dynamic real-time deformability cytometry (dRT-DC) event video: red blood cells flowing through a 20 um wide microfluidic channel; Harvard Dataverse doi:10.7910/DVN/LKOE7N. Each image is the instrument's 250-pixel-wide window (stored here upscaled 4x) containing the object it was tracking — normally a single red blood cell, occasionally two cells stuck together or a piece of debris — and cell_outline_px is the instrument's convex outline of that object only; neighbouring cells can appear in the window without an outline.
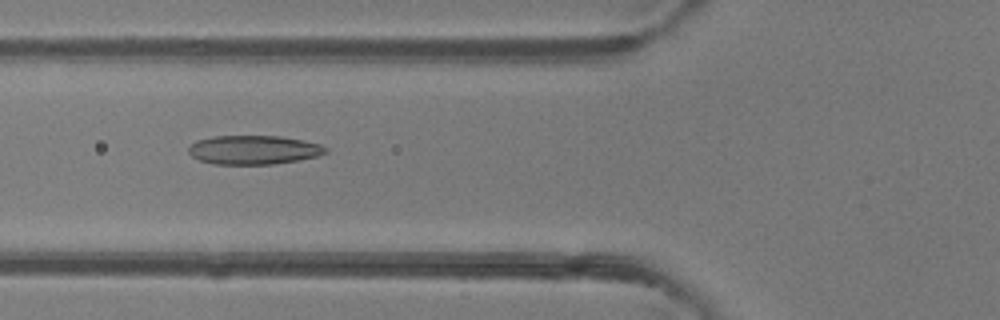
{"species": "common noctule bat (a hibernating species)", "species_latin": "Nyctalus noctula", "temperature_condition": "room temperature", "stored_images_in_passage": 7, "camera_frame_rate_fps": 3000, "um_per_image_px": 0.085, "animal": {"sex": "female"}, "frame": {"image": 1, "passage_image": 5, "time_ms": 4.667, "image_size_px": [1000, 320], "cell_outline_px": [[328, 152], [316, 156], [296, 160], [272, 164], [212, 164], [200, 160], [192, 156], [188, 152], [188, 148], [196, 140], [212, 136], [280, 136], [304, 140], [320, 144], [328, 148]], "centroid_in_image_um": [21.55, 12.73], "position_along_channel_um": 104.3, "area_um2": 23.12}}
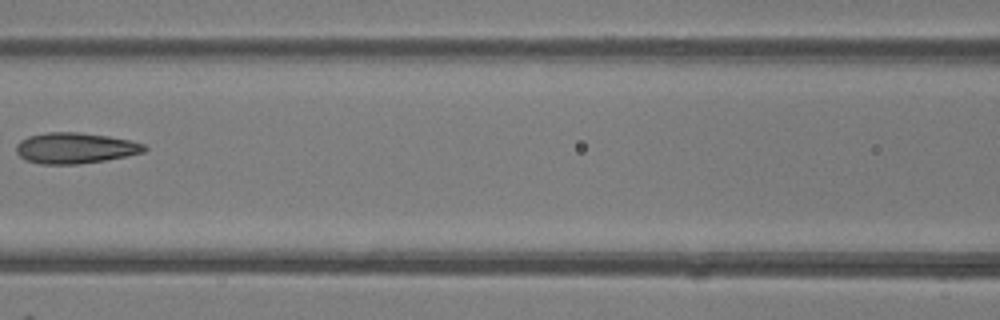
{"frame": {"image": 2, "passage_image": 6, "time_ms": 6.0, "image_size_px": [1000, 320], "cell_outline_px": [[148, 148], [144, 152], [104, 160], [76, 164], [40, 164], [24, 160], [16, 152], [16, 144], [20, 140], [28, 136], [48, 132], [80, 132], [108, 136], [128, 140], [144, 144]], "centroid_in_image_um": [6.34, 12.58], "position_along_channel_um": 160.3, "area_um2": 22.95}}
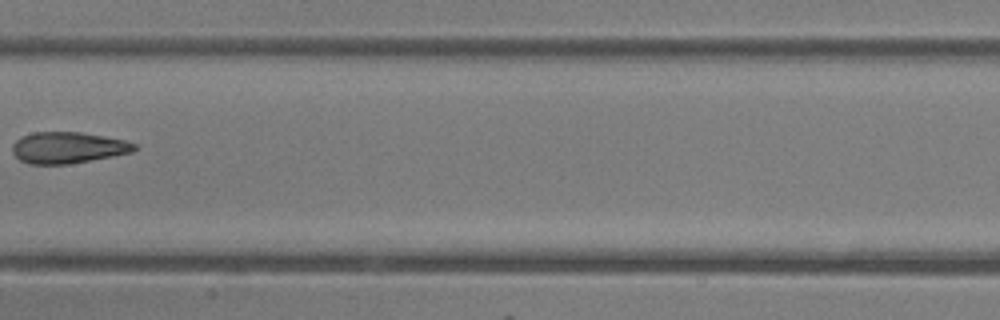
{"frame": {"image": 3, "passage_image": 7, "time_ms": 7.0, "image_size_px": [1000, 320], "cell_outline_px": [[136, 148], [132, 152], [112, 156], [68, 164], [28, 164], [20, 160], [12, 152], [12, 144], [16, 140], [32, 132], [80, 132], [104, 136], [124, 140], [136, 144]], "centroid_in_image_um": [5.75, 12.55], "position_along_channel_um": 201.7, "area_um2": 22.14}}